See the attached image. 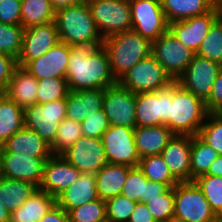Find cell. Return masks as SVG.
Instances as JSON below:
<instances>
[{
  "instance_id": "cell-42",
  "label": "cell",
  "mask_w": 222,
  "mask_h": 222,
  "mask_svg": "<svg viewBox=\"0 0 222 222\" xmlns=\"http://www.w3.org/2000/svg\"><path fill=\"white\" fill-rule=\"evenodd\" d=\"M145 204L156 222H170L174 217V187Z\"/></svg>"
},
{
  "instance_id": "cell-41",
  "label": "cell",
  "mask_w": 222,
  "mask_h": 222,
  "mask_svg": "<svg viewBox=\"0 0 222 222\" xmlns=\"http://www.w3.org/2000/svg\"><path fill=\"white\" fill-rule=\"evenodd\" d=\"M198 136L222 155V113H208Z\"/></svg>"
},
{
  "instance_id": "cell-21",
  "label": "cell",
  "mask_w": 222,
  "mask_h": 222,
  "mask_svg": "<svg viewBox=\"0 0 222 222\" xmlns=\"http://www.w3.org/2000/svg\"><path fill=\"white\" fill-rule=\"evenodd\" d=\"M191 146V135L174 134L160 153L179 182H191Z\"/></svg>"
},
{
  "instance_id": "cell-14",
  "label": "cell",
  "mask_w": 222,
  "mask_h": 222,
  "mask_svg": "<svg viewBox=\"0 0 222 222\" xmlns=\"http://www.w3.org/2000/svg\"><path fill=\"white\" fill-rule=\"evenodd\" d=\"M103 109L110 125L136 128V94L119 83L105 88Z\"/></svg>"
},
{
  "instance_id": "cell-24",
  "label": "cell",
  "mask_w": 222,
  "mask_h": 222,
  "mask_svg": "<svg viewBox=\"0 0 222 222\" xmlns=\"http://www.w3.org/2000/svg\"><path fill=\"white\" fill-rule=\"evenodd\" d=\"M98 199L95 173H81L78 179L56 197V204L66 212Z\"/></svg>"
},
{
  "instance_id": "cell-55",
  "label": "cell",
  "mask_w": 222,
  "mask_h": 222,
  "mask_svg": "<svg viewBox=\"0 0 222 222\" xmlns=\"http://www.w3.org/2000/svg\"><path fill=\"white\" fill-rule=\"evenodd\" d=\"M217 13H218V19L221 21L222 23V4L217 6Z\"/></svg>"
},
{
  "instance_id": "cell-35",
  "label": "cell",
  "mask_w": 222,
  "mask_h": 222,
  "mask_svg": "<svg viewBox=\"0 0 222 222\" xmlns=\"http://www.w3.org/2000/svg\"><path fill=\"white\" fill-rule=\"evenodd\" d=\"M138 167L150 181L160 182L166 184L168 187H174L179 183L170 172L161 155L141 158Z\"/></svg>"
},
{
  "instance_id": "cell-49",
  "label": "cell",
  "mask_w": 222,
  "mask_h": 222,
  "mask_svg": "<svg viewBox=\"0 0 222 222\" xmlns=\"http://www.w3.org/2000/svg\"><path fill=\"white\" fill-rule=\"evenodd\" d=\"M128 222H156L143 202H137Z\"/></svg>"
},
{
  "instance_id": "cell-50",
  "label": "cell",
  "mask_w": 222,
  "mask_h": 222,
  "mask_svg": "<svg viewBox=\"0 0 222 222\" xmlns=\"http://www.w3.org/2000/svg\"><path fill=\"white\" fill-rule=\"evenodd\" d=\"M39 222H69L68 213L57 204Z\"/></svg>"
},
{
  "instance_id": "cell-3",
  "label": "cell",
  "mask_w": 222,
  "mask_h": 222,
  "mask_svg": "<svg viewBox=\"0 0 222 222\" xmlns=\"http://www.w3.org/2000/svg\"><path fill=\"white\" fill-rule=\"evenodd\" d=\"M207 115L205 102L174 81L170 118L165 125L174 134L195 136L199 134Z\"/></svg>"
},
{
  "instance_id": "cell-47",
  "label": "cell",
  "mask_w": 222,
  "mask_h": 222,
  "mask_svg": "<svg viewBox=\"0 0 222 222\" xmlns=\"http://www.w3.org/2000/svg\"><path fill=\"white\" fill-rule=\"evenodd\" d=\"M17 67V60L12 56L0 53V93H4Z\"/></svg>"
},
{
  "instance_id": "cell-43",
  "label": "cell",
  "mask_w": 222,
  "mask_h": 222,
  "mask_svg": "<svg viewBox=\"0 0 222 222\" xmlns=\"http://www.w3.org/2000/svg\"><path fill=\"white\" fill-rule=\"evenodd\" d=\"M148 180L138 166L132 167L129 170L121 194L135 203H145V191Z\"/></svg>"
},
{
  "instance_id": "cell-19",
  "label": "cell",
  "mask_w": 222,
  "mask_h": 222,
  "mask_svg": "<svg viewBox=\"0 0 222 222\" xmlns=\"http://www.w3.org/2000/svg\"><path fill=\"white\" fill-rule=\"evenodd\" d=\"M81 172L62 155H52L45 163L38 189L55 198L72 185Z\"/></svg>"
},
{
  "instance_id": "cell-9",
  "label": "cell",
  "mask_w": 222,
  "mask_h": 222,
  "mask_svg": "<svg viewBox=\"0 0 222 222\" xmlns=\"http://www.w3.org/2000/svg\"><path fill=\"white\" fill-rule=\"evenodd\" d=\"M66 109V98L29 106L24 110V127L34 130L50 145L55 139L59 123L66 118Z\"/></svg>"
},
{
  "instance_id": "cell-7",
  "label": "cell",
  "mask_w": 222,
  "mask_h": 222,
  "mask_svg": "<svg viewBox=\"0 0 222 222\" xmlns=\"http://www.w3.org/2000/svg\"><path fill=\"white\" fill-rule=\"evenodd\" d=\"M103 39L132 28L129 0H86Z\"/></svg>"
},
{
  "instance_id": "cell-18",
  "label": "cell",
  "mask_w": 222,
  "mask_h": 222,
  "mask_svg": "<svg viewBox=\"0 0 222 222\" xmlns=\"http://www.w3.org/2000/svg\"><path fill=\"white\" fill-rule=\"evenodd\" d=\"M4 178L30 182L37 187L41 184L44 166L49 158H35L0 148Z\"/></svg>"
},
{
  "instance_id": "cell-46",
  "label": "cell",
  "mask_w": 222,
  "mask_h": 222,
  "mask_svg": "<svg viewBox=\"0 0 222 222\" xmlns=\"http://www.w3.org/2000/svg\"><path fill=\"white\" fill-rule=\"evenodd\" d=\"M21 0H3L0 3V23L20 25Z\"/></svg>"
},
{
  "instance_id": "cell-52",
  "label": "cell",
  "mask_w": 222,
  "mask_h": 222,
  "mask_svg": "<svg viewBox=\"0 0 222 222\" xmlns=\"http://www.w3.org/2000/svg\"><path fill=\"white\" fill-rule=\"evenodd\" d=\"M205 175L220 176L222 177V155H219L209 167Z\"/></svg>"
},
{
  "instance_id": "cell-22",
  "label": "cell",
  "mask_w": 222,
  "mask_h": 222,
  "mask_svg": "<svg viewBox=\"0 0 222 222\" xmlns=\"http://www.w3.org/2000/svg\"><path fill=\"white\" fill-rule=\"evenodd\" d=\"M105 89L70 91L66 97V118L82 122L103 109Z\"/></svg>"
},
{
  "instance_id": "cell-10",
  "label": "cell",
  "mask_w": 222,
  "mask_h": 222,
  "mask_svg": "<svg viewBox=\"0 0 222 222\" xmlns=\"http://www.w3.org/2000/svg\"><path fill=\"white\" fill-rule=\"evenodd\" d=\"M151 54L174 81L184 73L195 55L169 30L152 42Z\"/></svg>"
},
{
  "instance_id": "cell-40",
  "label": "cell",
  "mask_w": 222,
  "mask_h": 222,
  "mask_svg": "<svg viewBox=\"0 0 222 222\" xmlns=\"http://www.w3.org/2000/svg\"><path fill=\"white\" fill-rule=\"evenodd\" d=\"M70 92L66 78L38 80L37 104L65 99Z\"/></svg>"
},
{
  "instance_id": "cell-53",
  "label": "cell",
  "mask_w": 222,
  "mask_h": 222,
  "mask_svg": "<svg viewBox=\"0 0 222 222\" xmlns=\"http://www.w3.org/2000/svg\"><path fill=\"white\" fill-rule=\"evenodd\" d=\"M82 0H51L52 6L55 11L67 8L68 6L74 5Z\"/></svg>"
},
{
  "instance_id": "cell-57",
  "label": "cell",
  "mask_w": 222,
  "mask_h": 222,
  "mask_svg": "<svg viewBox=\"0 0 222 222\" xmlns=\"http://www.w3.org/2000/svg\"><path fill=\"white\" fill-rule=\"evenodd\" d=\"M4 178V175H3V167H2V161H1V158H0V181Z\"/></svg>"
},
{
  "instance_id": "cell-36",
  "label": "cell",
  "mask_w": 222,
  "mask_h": 222,
  "mask_svg": "<svg viewBox=\"0 0 222 222\" xmlns=\"http://www.w3.org/2000/svg\"><path fill=\"white\" fill-rule=\"evenodd\" d=\"M196 54L222 65V23L219 19L210 27Z\"/></svg>"
},
{
  "instance_id": "cell-29",
  "label": "cell",
  "mask_w": 222,
  "mask_h": 222,
  "mask_svg": "<svg viewBox=\"0 0 222 222\" xmlns=\"http://www.w3.org/2000/svg\"><path fill=\"white\" fill-rule=\"evenodd\" d=\"M168 23L206 14L215 6L210 0H161Z\"/></svg>"
},
{
  "instance_id": "cell-31",
  "label": "cell",
  "mask_w": 222,
  "mask_h": 222,
  "mask_svg": "<svg viewBox=\"0 0 222 222\" xmlns=\"http://www.w3.org/2000/svg\"><path fill=\"white\" fill-rule=\"evenodd\" d=\"M38 187L30 182L3 178L0 181V202L10 212L16 210Z\"/></svg>"
},
{
  "instance_id": "cell-32",
  "label": "cell",
  "mask_w": 222,
  "mask_h": 222,
  "mask_svg": "<svg viewBox=\"0 0 222 222\" xmlns=\"http://www.w3.org/2000/svg\"><path fill=\"white\" fill-rule=\"evenodd\" d=\"M20 25L26 29L54 21L55 13L51 0H21Z\"/></svg>"
},
{
  "instance_id": "cell-38",
  "label": "cell",
  "mask_w": 222,
  "mask_h": 222,
  "mask_svg": "<svg viewBox=\"0 0 222 222\" xmlns=\"http://www.w3.org/2000/svg\"><path fill=\"white\" fill-rule=\"evenodd\" d=\"M69 222H103L107 220L106 202L100 198L68 212Z\"/></svg>"
},
{
  "instance_id": "cell-15",
  "label": "cell",
  "mask_w": 222,
  "mask_h": 222,
  "mask_svg": "<svg viewBox=\"0 0 222 222\" xmlns=\"http://www.w3.org/2000/svg\"><path fill=\"white\" fill-rule=\"evenodd\" d=\"M58 42L60 40L55 21L24 29L17 66L24 67L28 62L44 55Z\"/></svg>"
},
{
  "instance_id": "cell-48",
  "label": "cell",
  "mask_w": 222,
  "mask_h": 222,
  "mask_svg": "<svg viewBox=\"0 0 222 222\" xmlns=\"http://www.w3.org/2000/svg\"><path fill=\"white\" fill-rule=\"evenodd\" d=\"M208 113H222V71L215 79L211 94L205 101Z\"/></svg>"
},
{
  "instance_id": "cell-13",
  "label": "cell",
  "mask_w": 222,
  "mask_h": 222,
  "mask_svg": "<svg viewBox=\"0 0 222 222\" xmlns=\"http://www.w3.org/2000/svg\"><path fill=\"white\" fill-rule=\"evenodd\" d=\"M221 71L220 64L195 54L176 82L205 102L209 98L215 79Z\"/></svg>"
},
{
  "instance_id": "cell-30",
  "label": "cell",
  "mask_w": 222,
  "mask_h": 222,
  "mask_svg": "<svg viewBox=\"0 0 222 222\" xmlns=\"http://www.w3.org/2000/svg\"><path fill=\"white\" fill-rule=\"evenodd\" d=\"M24 127V109L0 93V146Z\"/></svg>"
},
{
  "instance_id": "cell-16",
  "label": "cell",
  "mask_w": 222,
  "mask_h": 222,
  "mask_svg": "<svg viewBox=\"0 0 222 222\" xmlns=\"http://www.w3.org/2000/svg\"><path fill=\"white\" fill-rule=\"evenodd\" d=\"M62 156L81 173H97L108 163L102 139L84 135Z\"/></svg>"
},
{
  "instance_id": "cell-44",
  "label": "cell",
  "mask_w": 222,
  "mask_h": 222,
  "mask_svg": "<svg viewBox=\"0 0 222 222\" xmlns=\"http://www.w3.org/2000/svg\"><path fill=\"white\" fill-rule=\"evenodd\" d=\"M107 221L128 222L136 203L119 194L106 201Z\"/></svg>"
},
{
  "instance_id": "cell-54",
  "label": "cell",
  "mask_w": 222,
  "mask_h": 222,
  "mask_svg": "<svg viewBox=\"0 0 222 222\" xmlns=\"http://www.w3.org/2000/svg\"><path fill=\"white\" fill-rule=\"evenodd\" d=\"M10 211L5 208V206L0 202V222L10 221Z\"/></svg>"
},
{
  "instance_id": "cell-1",
  "label": "cell",
  "mask_w": 222,
  "mask_h": 222,
  "mask_svg": "<svg viewBox=\"0 0 222 222\" xmlns=\"http://www.w3.org/2000/svg\"><path fill=\"white\" fill-rule=\"evenodd\" d=\"M65 78L70 91L105 89L118 83L103 45L72 46Z\"/></svg>"
},
{
  "instance_id": "cell-58",
  "label": "cell",
  "mask_w": 222,
  "mask_h": 222,
  "mask_svg": "<svg viewBox=\"0 0 222 222\" xmlns=\"http://www.w3.org/2000/svg\"><path fill=\"white\" fill-rule=\"evenodd\" d=\"M170 222H182V221H178L176 219L171 220Z\"/></svg>"
},
{
  "instance_id": "cell-20",
  "label": "cell",
  "mask_w": 222,
  "mask_h": 222,
  "mask_svg": "<svg viewBox=\"0 0 222 222\" xmlns=\"http://www.w3.org/2000/svg\"><path fill=\"white\" fill-rule=\"evenodd\" d=\"M72 46L58 42L53 48L28 62L23 68L37 80L47 78H65Z\"/></svg>"
},
{
  "instance_id": "cell-28",
  "label": "cell",
  "mask_w": 222,
  "mask_h": 222,
  "mask_svg": "<svg viewBox=\"0 0 222 222\" xmlns=\"http://www.w3.org/2000/svg\"><path fill=\"white\" fill-rule=\"evenodd\" d=\"M56 205V198L37 189L26 201L10 213L9 222H39Z\"/></svg>"
},
{
  "instance_id": "cell-34",
  "label": "cell",
  "mask_w": 222,
  "mask_h": 222,
  "mask_svg": "<svg viewBox=\"0 0 222 222\" xmlns=\"http://www.w3.org/2000/svg\"><path fill=\"white\" fill-rule=\"evenodd\" d=\"M82 136L80 122L64 118L59 123L54 141L50 144L52 155H62Z\"/></svg>"
},
{
  "instance_id": "cell-5",
  "label": "cell",
  "mask_w": 222,
  "mask_h": 222,
  "mask_svg": "<svg viewBox=\"0 0 222 222\" xmlns=\"http://www.w3.org/2000/svg\"><path fill=\"white\" fill-rule=\"evenodd\" d=\"M182 222H220L198 185L179 182L174 186V217Z\"/></svg>"
},
{
  "instance_id": "cell-26",
  "label": "cell",
  "mask_w": 222,
  "mask_h": 222,
  "mask_svg": "<svg viewBox=\"0 0 222 222\" xmlns=\"http://www.w3.org/2000/svg\"><path fill=\"white\" fill-rule=\"evenodd\" d=\"M173 135L174 133L166 125L136 127L134 140L140 159L160 155Z\"/></svg>"
},
{
  "instance_id": "cell-11",
  "label": "cell",
  "mask_w": 222,
  "mask_h": 222,
  "mask_svg": "<svg viewBox=\"0 0 222 222\" xmlns=\"http://www.w3.org/2000/svg\"><path fill=\"white\" fill-rule=\"evenodd\" d=\"M172 102L173 83L155 92L136 94V127L165 125Z\"/></svg>"
},
{
  "instance_id": "cell-4",
  "label": "cell",
  "mask_w": 222,
  "mask_h": 222,
  "mask_svg": "<svg viewBox=\"0 0 222 222\" xmlns=\"http://www.w3.org/2000/svg\"><path fill=\"white\" fill-rule=\"evenodd\" d=\"M102 45L109 56L111 70L117 81L152 51V42L133 30L109 36Z\"/></svg>"
},
{
  "instance_id": "cell-17",
  "label": "cell",
  "mask_w": 222,
  "mask_h": 222,
  "mask_svg": "<svg viewBox=\"0 0 222 222\" xmlns=\"http://www.w3.org/2000/svg\"><path fill=\"white\" fill-rule=\"evenodd\" d=\"M218 19L217 7L206 14L169 23V31L186 47L197 53L210 27Z\"/></svg>"
},
{
  "instance_id": "cell-39",
  "label": "cell",
  "mask_w": 222,
  "mask_h": 222,
  "mask_svg": "<svg viewBox=\"0 0 222 222\" xmlns=\"http://www.w3.org/2000/svg\"><path fill=\"white\" fill-rule=\"evenodd\" d=\"M23 32L21 25L0 23V53L17 60L22 49Z\"/></svg>"
},
{
  "instance_id": "cell-12",
  "label": "cell",
  "mask_w": 222,
  "mask_h": 222,
  "mask_svg": "<svg viewBox=\"0 0 222 222\" xmlns=\"http://www.w3.org/2000/svg\"><path fill=\"white\" fill-rule=\"evenodd\" d=\"M108 163L136 167L140 157L134 140V128L110 125L102 135Z\"/></svg>"
},
{
  "instance_id": "cell-45",
  "label": "cell",
  "mask_w": 222,
  "mask_h": 222,
  "mask_svg": "<svg viewBox=\"0 0 222 222\" xmlns=\"http://www.w3.org/2000/svg\"><path fill=\"white\" fill-rule=\"evenodd\" d=\"M82 134L89 138H102L104 132L109 128L110 123L104 109L87 117L80 122Z\"/></svg>"
},
{
  "instance_id": "cell-51",
  "label": "cell",
  "mask_w": 222,
  "mask_h": 222,
  "mask_svg": "<svg viewBox=\"0 0 222 222\" xmlns=\"http://www.w3.org/2000/svg\"><path fill=\"white\" fill-rule=\"evenodd\" d=\"M168 188L169 187L166 184L148 180L145 191V203L150 201V199L163 194Z\"/></svg>"
},
{
  "instance_id": "cell-2",
  "label": "cell",
  "mask_w": 222,
  "mask_h": 222,
  "mask_svg": "<svg viewBox=\"0 0 222 222\" xmlns=\"http://www.w3.org/2000/svg\"><path fill=\"white\" fill-rule=\"evenodd\" d=\"M59 40L70 46H102L104 39L98 32L91 9L82 0L55 13Z\"/></svg>"
},
{
  "instance_id": "cell-33",
  "label": "cell",
  "mask_w": 222,
  "mask_h": 222,
  "mask_svg": "<svg viewBox=\"0 0 222 222\" xmlns=\"http://www.w3.org/2000/svg\"><path fill=\"white\" fill-rule=\"evenodd\" d=\"M219 154L198 135L192 136L191 146V182L205 175Z\"/></svg>"
},
{
  "instance_id": "cell-6",
  "label": "cell",
  "mask_w": 222,
  "mask_h": 222,
  "mask_svg": "<svg viewBox=\"0 0 222 222\" xmlns=\"http://www.w3.org/2000/svg\"><path fill=\"white\" fill-rule=\"evenodd\" d=\"M173 82L174 80L152 54L136 63L118 80L122 87L135 94L155 92Z\"/></svg>"
},
{
  "instance_id": "cell-8",
  "label": "cell",
  "mask_w": 222,
  "mask_h": 222,
  "mask_svg": "<svg viewBox=\"0 0 222 222\" xmlns=\"http://www.w3.org/2000/svg\"><path fill=\"white\" fill-rule=\"evenodd\" d=\"M131 30L150 42L168 31L169 23L161 6V0H129Z\"/></svg>"
},
{
  "instance_id": "cell-27",
  "label": "cell",
  "mask_w": 222,
  "mask_h": 222,
  "mask_svg": "<svg viewBox=\"0 0 222 222\" xmlns=\"http://www.w3.org/2000/svg\"><path fill=\"white\" fill-rule=\"evenodd\" d=\"M131 168L126 165L107 163L95 173L98 198L106 201L121 194Z\"/></svg>"
},
{
  "instance_id": "cell-37",
  "label": "cell",
  "mask_w": 222,
  "mask_h": 222,
  "mask_svg": "<svg viewBox=\"0 0 222 222\" xmlns=\"http://www.w3.org/2000/svg\"><path fill=\"white\" fill-rule=\"evenodd\" d=\"M208 200L213 212L222 218V177L202 175L194 180Z\"/></svg>"
},
{
  "instance_id": "cell-56",
  "label": "cell",
  "mask_w": 222,
  "mask_h": 222,
  "mask_svg": "<svg viewBox=\"0 0 222 222\" xmlns=\"http://www.w3.org/2000/svg\"><path fill=\"white\" fill-rule=\"evenodd\" d=\"M210 1L215 7L222 4V0H210Z\"/></svg>"
},
{
  "instance_id": "cell-23",
  "label": "cell",
  "mask_w": 222,
  "mask_h": 222,
  "mask_svg": "<svg viewBox=\"0 0 222 222\" xmlns=\"http://www.w3.org/2000/svg\"><path fill=\"white\" fill-rule=\"evenodd\" d=\"M0 148L4 152H14L35 158H50L52 156L50 145L34 130L26 127L7 139Z\"/></svg>"
},
{
  "instance_id": "cell-25",
  "label": "cell",
  "mask_w": 222,
  "mask_h": 222,
  "mask_svg": "<svg viewBox=\"0 0 222 222\" xmlns=\"http://www.w3.org/2000/svg\"><path fill=\"white\" fill-rule=\"evenodd\" d=\"M38 80L23 67L17 66L3 93L22 109L37 104Z\"/></svg>"
}]
</instances>
